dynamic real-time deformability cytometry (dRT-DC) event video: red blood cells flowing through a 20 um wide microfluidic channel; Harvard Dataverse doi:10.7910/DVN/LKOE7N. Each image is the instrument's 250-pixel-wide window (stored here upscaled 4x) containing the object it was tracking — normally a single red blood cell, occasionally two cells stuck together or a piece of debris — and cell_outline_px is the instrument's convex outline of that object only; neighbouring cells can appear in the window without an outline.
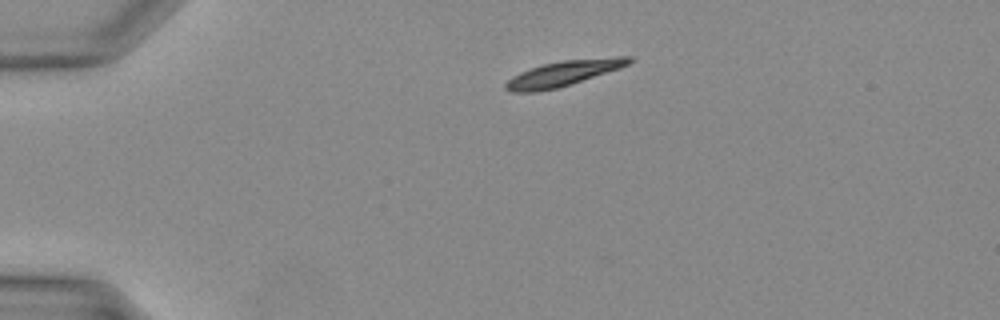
{"species": "Egyptian fruit bat (a non-hibernating species)", "species_latin": "Rousettus aegyptiacus", "temperature_condition": "warm", "stored_images_in_passage": 31, "camera_frame_rate_fps": 3000, "um_per_image_px": 0.085, "animal": {"sex": "female"}, "frame": {"image": 1, "passage_image": 1, "time_ms": 0.0, "image_size_px": [1000, 320], "cell_outline_px": [[632, 60], [628, 64], [620, 68], [556, 88], [540, 92], [512, 92], [504, 88], [504, 84], [512, 76], [520, 72], [544, 64], [564, 60], [616, 56], [632, 56]], "centroid_in_image_um": [47.87, 6.23], "position_along_channel_um": 37.1, "area_um2": 17.98}}
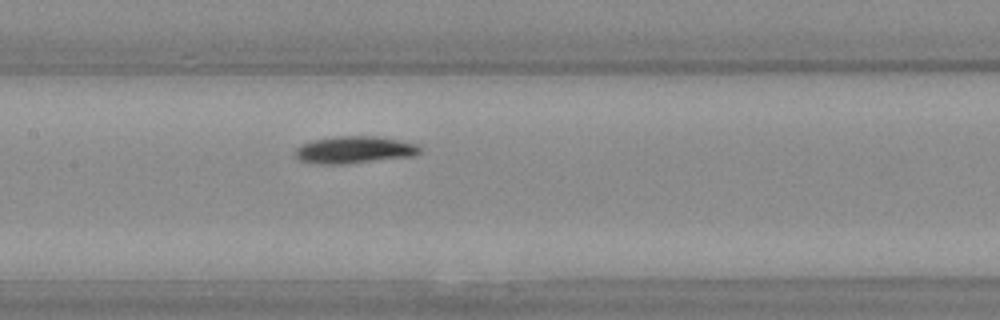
{"frame": {"image": 2, "passage_image": 12, "time_ms": 3.667, "image_size_px": [1000, 320], "cell_outline_px": [[424, 148], [416, 156], [340, 164], [316, 164], [300, 160], [292, 152], [300, 144], [312, 140], [336, 136], [376, 136], [416, 144]], "centroid_in_image_um": [30.1, 12.73], "position_along_channel_um": 177.3, "area_um2": 19.83}}
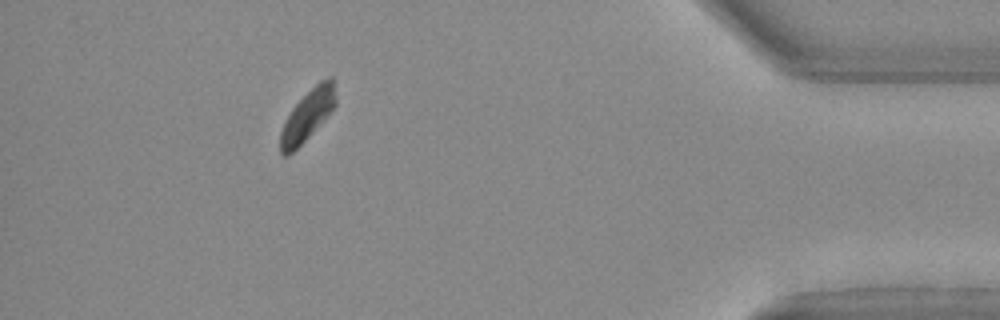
{"frame": {"image": 3, "passage_image": 28, "time_ms": 9.0, "image_size_px": [1000, 320], "cell_outline_px": [[336, 104], [308, 136], [288, 156], [284, 156], [280, 152], [280, 132], [292, 108], [320, 80], [328, 76], [332, 76], [336, 100]], "centroid_in_image_um": [26.12, 9.79], "position_along_channel_um": 409.1, "area_um2": 15.66}}